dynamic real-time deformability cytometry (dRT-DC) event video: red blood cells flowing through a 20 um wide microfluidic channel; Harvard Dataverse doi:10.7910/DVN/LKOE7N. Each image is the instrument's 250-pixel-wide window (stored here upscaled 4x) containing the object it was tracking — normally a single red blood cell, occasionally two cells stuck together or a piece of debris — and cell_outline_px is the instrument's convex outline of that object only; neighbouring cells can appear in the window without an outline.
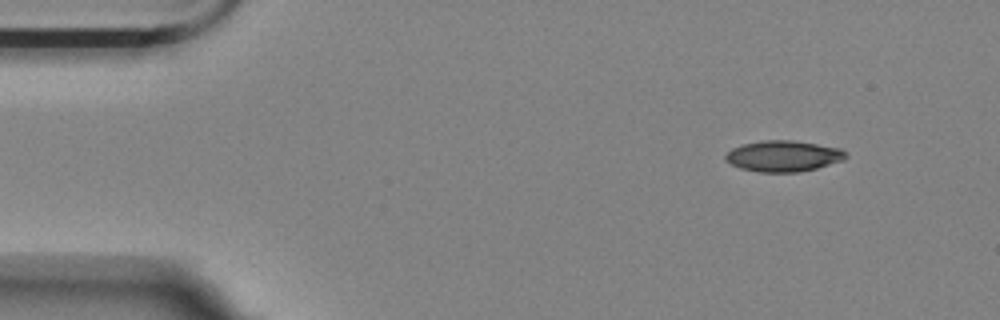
{"species": "Egyptian fruit bat (a non-hibernating species)", "species_latin": "Rousettus aegyptiacus", "temperature_condition": "room temperature", "stored_images_in_passage": 13, "camera_frame_rate_fps": 3000, "um_per_image_px": 0.085, "animal": {"sex": "female"}, "frame": {"image": 1, "passage_image": 1, "time_ms": 0.0, "image_size_px": [1000, 320], "cell_outline_px": [[848, 156], [844, 160], [816, 168], [800, 172], [760, 172], [740, 168], [724, 160], [724, 156], [732, 148], [744, 144], [764, 140], [792, 140], [840, 148], [848, 152]], "centroid_in_image_um": [66.6, 13.27], "position_along_channel_um": 18.4, "area_um2": 21.73}}
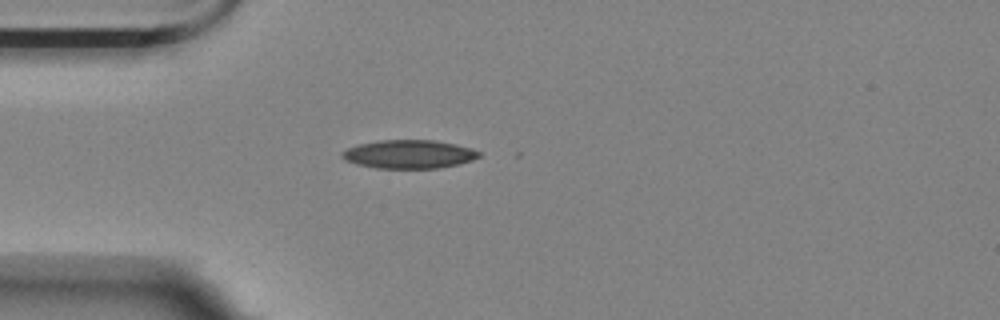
{"frame": {"image": 2, "passage_image": 10, "time_ms": 3.0, "image_size_px": [1000, 320], "cell_outline_px": [[480, 156], [472, 160], [460, 164], [440, 168], [376, 168], [356, 164], [344, 160], [340, 156], [340, 152], [356, 144], [380, 140], [436, 140], [456, 144], [472, 148], [480, 152]], "centroid_in_image_um": [34.74, 13.1], "position_along_channel_um": 50.3, "area_um2": 23.0}}